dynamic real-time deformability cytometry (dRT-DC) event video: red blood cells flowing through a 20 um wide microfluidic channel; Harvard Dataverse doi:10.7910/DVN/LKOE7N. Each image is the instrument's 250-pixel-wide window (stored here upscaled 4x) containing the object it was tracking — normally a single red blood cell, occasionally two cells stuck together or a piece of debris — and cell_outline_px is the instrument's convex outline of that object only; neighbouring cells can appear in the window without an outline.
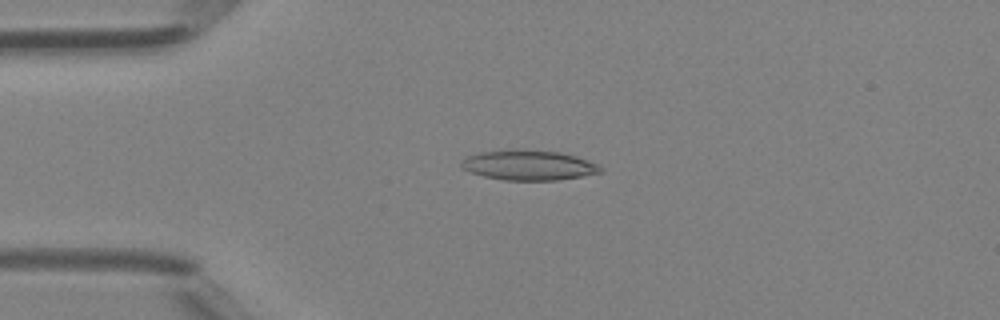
{"species": "Egyptian fruit bat (a non-hibernating species)", "species_latin": "Rousettus aegyptiacus", "temperature_condition": "room temperature", "stored_images_in_passage": 48, "camera_frame_rate_fps": 3000, "um_per_image_px": 0.085, "animal": {"sex": "female"}, "frame": {"image": 1, "passage_image": 12, "time_ms": 3.667, "image_size_px": [1000, 320], "cell_outline_px": [[604, 172], [556, 180], [504, 180], [484, 176], [460, 168], [460, 164], [468, 156], [480, 152], [508, 148], [520, 148], [560, 152], [576, 156], [588, 160], [604, 168]], "centroid_in_image_um": [44.94, 14.02], "position_along_channel_um": 40.1, "area_um2": 24.62}}
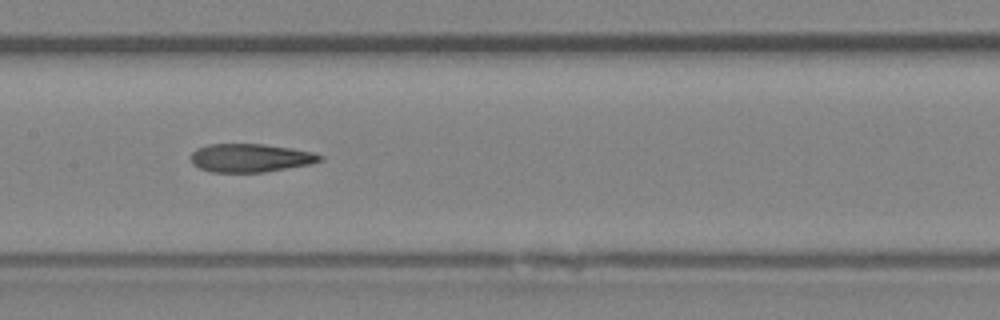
{"frame": {"image": 2, "passage_image": 24, "time_ms": 7.667, "image_size_px": [1000, 320], "cell_outline_px": [[324, 160], [312, 164], [264, 172], [212, 172], [200, 168], [192, 164], [192, 152], [196, 148], [208, 144], [264, 144], [292, 148], [312, 152], [324, 156]], "centroid_in_image_um": [21.32, 13.42], "position_along_channel_um": 186.1, "area_um2": 21.44}}
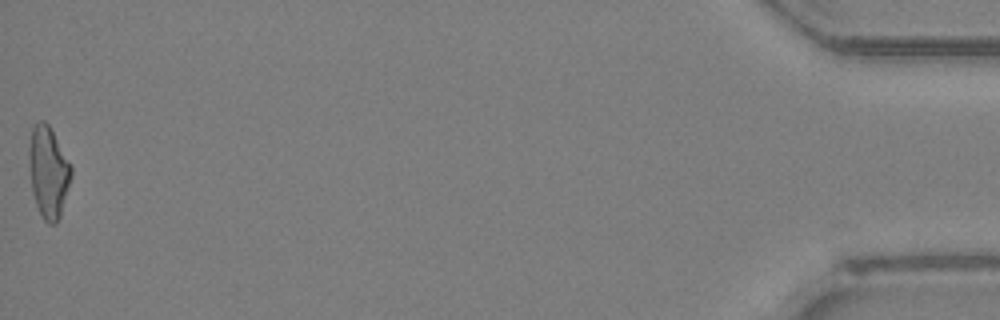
{"frame": {"image": 3, "passage_image": 48, "time_ms": 15.667, "image_size_px": [1000, 320], "cell_outline_px": [[72, 176], [60, 216], [56, 224], [48, 224], [44, 220], [36, 204], [32, 192], [28, 156], [28, 148], [32, 128], [40, 120], [44, 120], [48, 124], [72, 164]], "centroid_in_image_um": [4.12, 14.61], "position_along_channel_um": 431.1, "area_um2": 22.6}, "authors_computed_cell_mechanics": {"area_um2": 22.0507, "velocity_mm_per_s": 4.3515, "shape_relaxation_time_tau1_ms": null, "shape_relaxation_time_tau2_ms": 2.8315, "deformation_change_tau1": null, "deformation_change_tau2": 0.1321}}